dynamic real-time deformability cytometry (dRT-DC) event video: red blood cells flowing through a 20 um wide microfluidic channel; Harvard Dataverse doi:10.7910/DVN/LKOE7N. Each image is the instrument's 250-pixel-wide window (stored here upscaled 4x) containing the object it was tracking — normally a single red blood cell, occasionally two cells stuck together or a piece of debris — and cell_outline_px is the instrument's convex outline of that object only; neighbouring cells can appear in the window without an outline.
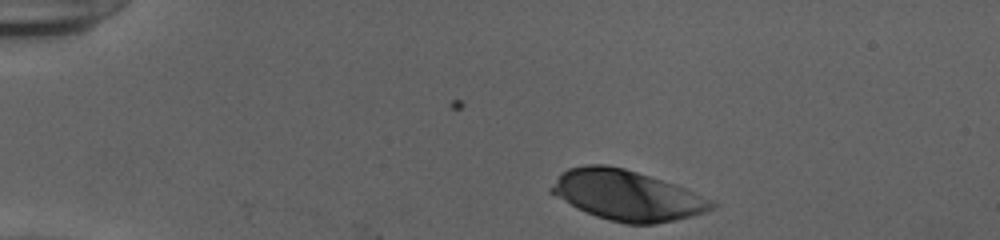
{"species": "human", "species_latin": "Homo sapiens", "temperature_condition": "cold", "stored_images_in_passage": 35, "camera_frame_rate_fps": 3000, "um_per_image_px": 0.085, "donor": {"sex": "female"}, "frame": {"image": 1, "passage_image": 1, "time_ms": 0.0, "image_size_px": [1000, 240], "cell_outline_px": [[720, 204], [704, 212], [692, 216], [656, 224], [624, 224], [608, 220], [596, 216], [576, 208], [548, 192], [548, 188], [560, 172], [568, 168], [584, 164], [604, 164], [624, 168], [684, 188], [712, 200]], "centroid_in_image_um": [53.22, 16.6], "position_along_channel_um": 31.8, "area_um2": 46.88}}
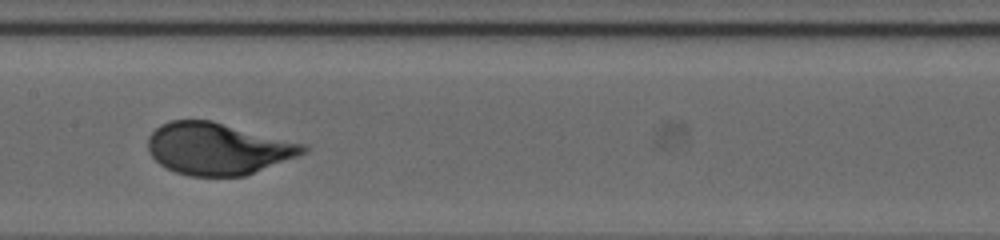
{"frame": {"image": 2, "passage_image": 19, "time_ms": 6.0, "image_size_px": [1000, 240], "cell_outline_px": [[308, 152], [244, 176], [188, 176], [176, 172], [160, 164], [148, 152], [148, 136], [160, 124], [172, 120], [212, 120], [304, 144], [308, 148]], "centroid_in_image_um": [18.49, 12.63], "position_along_channel_um": 188.9, "area_um2": 46.76}}
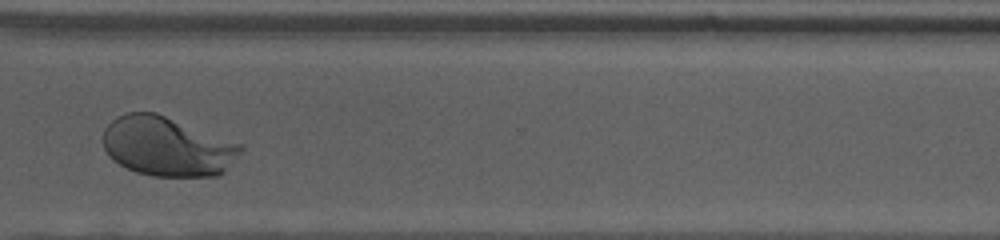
{"frame": {"image": 3, "passage_image": 32, "time_ms": 10.333, "image_size_px": [1000, 240], "cell_outline_px": [[244, 148], [224, 172], [216, 176], [152, 176], [136, 172], [112, 160], [108, 156], [104, 148], [104, 128], [116, 116], [128, 112], [156, 112], [244, 144]], "centroid_in_image_um": [14.22, 12.44], "position_along_channel_um": 356.4, "area_um2": 47.92}, "authors_computed_cell_mechanics": {"area_um2": 46.818, "velocity_mm_per_s": 3.8711, "shape_relaxation_time_tau1_ms": 2.9424, "shape_relaxation_time_tau2_ms": null, "deformation_change_tau1": 0.1753, "deformation_change_tau2": null}}